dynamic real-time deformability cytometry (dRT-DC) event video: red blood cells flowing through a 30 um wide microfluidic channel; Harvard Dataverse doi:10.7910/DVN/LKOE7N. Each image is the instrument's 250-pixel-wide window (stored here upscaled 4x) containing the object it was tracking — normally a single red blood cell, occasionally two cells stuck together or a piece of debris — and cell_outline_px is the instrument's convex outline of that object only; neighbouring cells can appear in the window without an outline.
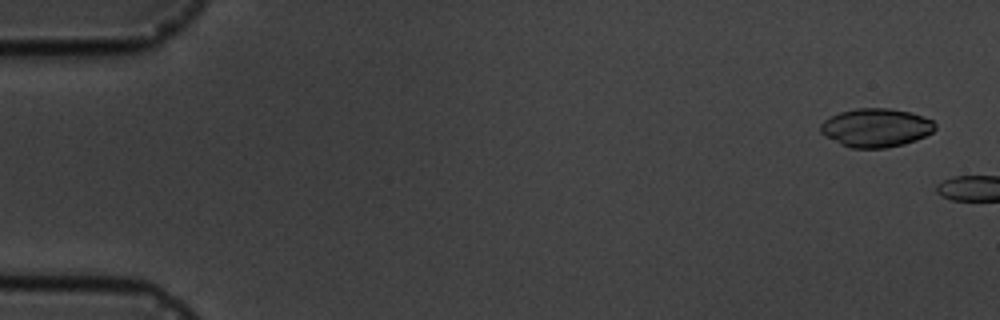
{"species": "common noctule bat (a hibernating species)", "species_latin": "Nyctalus noctula", "temperature_condition": "cold", "stored_images_in_passage": 17, "camera_frame_rate_fps": 3000, "um_per_image_px": 0.085, "animal": {"sex": "male", "body_mass_g": 19.5, "forearm_length_mm": 54.6}, "frame": {"image": 1, "passage_image": 1, "time_ms": 0.0, "image_size_px": [1000, 320], "cell_outline_px": [[936, 128], [932, 132], [916, 140], [904, 144], [884, 148], [852, 148], [840, 144], [824, 136], [820, 132], [820, 124], [824, 120], [840, 112], [856, 108], [888, 108], [912, 112], [932, 120], [936, 124]], "centroid_in_image_um": [74.45, 10.85], "position_along_channel_um": 10.6, "area_um2": 25.84}}
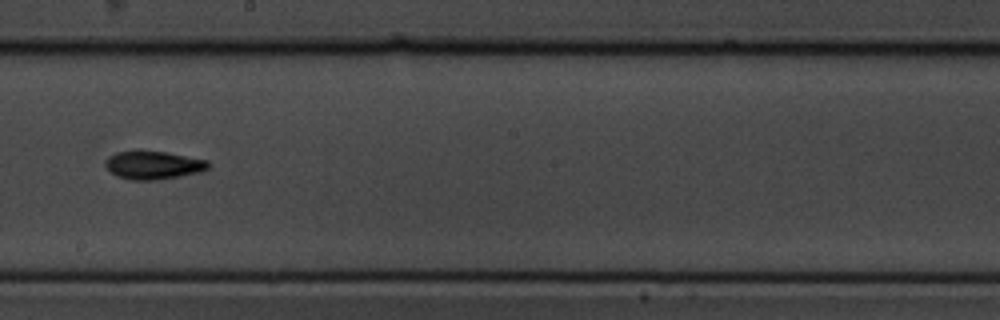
{"frame": {"image": 2, "passage_image": 10, "time_ms": 11.333, "image_size_px": [1000, 320], "cell_outline_px": [[208, 168], [200, 172], [180, 176], [156, 180], [132, 180], [116, 176], [104, 164], [104, 160], [108, 156], [116, 152], [132, 148], [140, 148], [168, 152], [208, 160]], "centroid_in_image_um": [12.97, 13.98], "position_along_channel_um": 235.2, "area_um2": 17.57}}
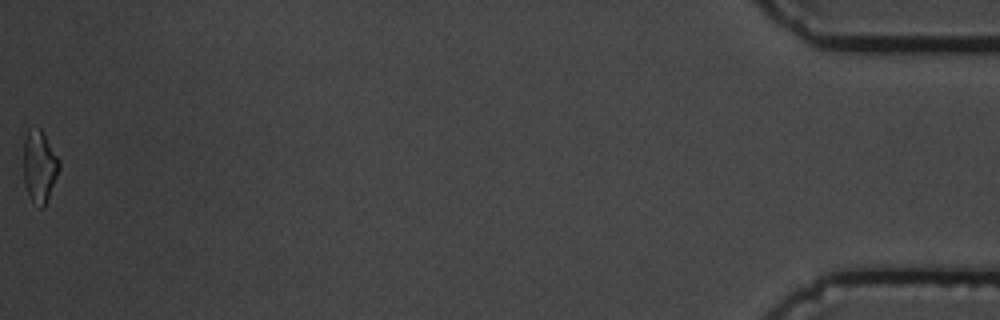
{"frame": {"image": 3, "passage_image": 17, "time_ms": 19.333, "image_size_px": [1000, 320], "cell_outline_px": [[60, 168], [48, 196], [44, 204], [40, 208], [28, 196], [24, 184], [24, 140], [28, 128], [40, 128], [60, 160]], "centroid_in_image_um": [3.34, 14.11], "position_along_channel_um": 431.9, "area_um2": 14.74}, "authors_computed_cell_mechanics": {"area_um2": 15.6638, "velocity_mm_per_s": 3.6536, "shape_relaxation_time_tau1_ms": 2.169, "shape_relaxation_time_tau2_ms": 6.9307, "deformation_change_tau1": 0.0902, "deformation_change_tau2": 0.1321}}